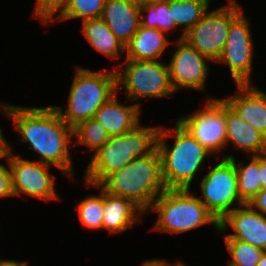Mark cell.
Returning a JSON list of instances; mask_svg holds the SVG:
<instances>
[{
  "instance_id": "5b68a950",
  "label": "cell",
  "mask_w": 266,
  "mask_h": 266,
  "mask_svg": "<svg viewBox=\"0 0 266 266\" xmlns=\"http://www.w3.org/2000/svg\"><path fill=\"white\" fill-rule=\"evenodd\" d=\"M115 71V68L110 73L76 68L66 111L54 106L67 125L74 128L94 118L97 110L117 93Z\"/></svg>"
},
{
  "instance_id": "d6986e66",
  "label": "cell",
  "mask_w": 266,
  "mask_h": 266,
  "mask_svg": "<svg viewBox=\"0 0 266 266\" xmlns=\"http://www.w3.org/2000/svg\"><path fill=\"white\" fill-rule=\"evenodd\" d=\"M103 207L102 228L110 233L128 230L138 221L137 213H145L132 200L113 196L105 190H103Z\"/></svg>"
},
{
  "instance_id": "ac0fdd59",
  "label": "cell",
  "mask_w": 266,
  "mask_h": 266,
  "mask_svg": "<svg viewBox=\"0 0 266 266\" xmlns=\"http://www.w3.org/2000/svg\"><path fill=\"white\" fill-rule=\"evenodd\" d=\"M225 129L226 141L232 142L237 149L244 150L243 152H252L253 156L266 154V137L255 130L244 119H240L225 103Z\"/></svg>"
},
{
  "instance_id": "e0dca14e",
  "label": "cell",
  "mask_w": 266,
  "mask_h": 266,
  "mask_svg": "<svg viewBox=\"0 0 266 266\" xmlns=\"http://www.w3.org/2000/svg\"><path fill=\"white\" fill-rule=\"evenodd\" d=\"M115 93L96 112L95 119L106 129L110 137L120 136L134 128L140 121L139 104L123 105Z\"/></svg>"
},
{
  "instance_id": "f35d334b",
  "label": "cell",
  "mask_w": 266,
  "mask_h": 266,
  "mask_svg": "<svg viewBox=\"0 0 266 266\" xmlns=\"http://www.w3.org/2000/svg\"><path fill=\"white\" fill-rule=\"evenodd\" d=\"M0 136H3V134H2V129L0 128Z\"/></svg>"
},
{
  "instance_id": "52a82bcc",
  "label": "cell",
  "mask_w": 266,
  "mask_h": 266,
  "mask_svg": "<svg viewBox=\"0 0 266 266\" xmlns=\"http://www.w3.org/2000/svg\"><path fill=\"white\" fill-rule=\"evenodd\" d=\"M117 88L124 85L128 101L141 98L170 97L174 93L170 81L168 65L157 60L136 61L125 60L124 72L117 71Z\"/></svg>"
},
{
  "instance_id": "30bf717a",
  "label": "cell",
  "mask_w": 266,
  "mask_h": 266,
  "mask_svg": "<svg viewBox=\"0 0 266 266\" xmlns=\"http://www.w3.org/2000/svg\"><path fill=\"white\" fill-rule=\"evenodd\" d=\"M253 45L249 22L241 12L231 22L223 51L216 61L228 65L237 85L251 84Z\"/></svg>"
},
{
  "instance_id": "8992f818",
  "label": "cell",
  "mask_w": 266,
  "mask_h": 266,
  "mask_svg": "<svg viewBox=\"0 0 266 266\" xmlns=\"http://www.w3.org/2000/svg\"><path fill=\"white\" fill-rule=\"evenodd\" d=\"M189 188L166 189L153 202L149 212L156 211L158 220L153 230L182 233L207 223L219 230V221Z\"/></svg>"
},
{
  "instance_id": "44dd1931",
  "label": "cell",
  "mask_w": 266,
  "mask_h": 266,
  "mask_svg": "<svg viewBox=\"0 0 266 266\" xmlns=\"http://www.w3.org/2000/svg\"><path fill=\"white\" fill-rule=\"evenodd\" d=\"M82 32L95 50L110 58H122L120 54L126 53L123 43L111 32L101 18L84 20Z\"/></svg>"
},
{
  "instance_id": "ffe728a7",
  "label": "cell",
  "mask_w": 266,
  "mask_h": 266,
  "mask_svg": "<svg viewBox=\"0 0 266 266\" xmlns=\"http://www.w3.org/2000/svg\"><path fill=\"white\" fill-rule=\"evenodd\" d=\"M164 31L139 26L130 42L125 46L126 59L136 61L156 60L170 44Z\"/></svg>"
},
{
  "instance_id": "4fadbf2b",
  "label": "cell",
  "mask_w": 266,
  "mask_h": 266,
  "mask_svg": "<svg viewBox=\"0 0 266 266\" xmlns=\"http://www.w3.org/2000/svg\"><path fill=\"white\" fill-rule=\"evenodd\" d=\"M174 55L168 65L170 81L174 91L179 89H205L210 59L191 47L185 40L179 39Z\"/></svg>"
},
{
  "instance_id": "8d00e7d4",
  "label": "cell",
  "mask_w": 266,
  "mask_h": 266,
  "mask_svg": "<svg viewBox=\"0 0 266 266\" xmlns=\"http://www.w3.org/2000/svg\"><path fill=\"white\" fill-rule=\"evenodd\" d=\"M139 3H144V2H153V1H158V0H137Z\"/></svg>"
},
{
  "instance_id": "f546056e",
  "label": "cell",
  "mask_w": 266,
  "mask_h": 266,
  "mask_svg": "<svg viewBox=\"0 0 266 266\" xmlns=\"http://www.w3.org/2000/svg\"><path fill=\"white\" fill-rule=\"evenodd\" d=\"M14 196L10 169L0 164V198Z\"/></svg>"
},
{
  "instance_id": "4316f807",
  "label": "cell",
  "mask_w": 266,
  "mask_h": 266,
  "mask_svg": "<svg viewBox=\"0 0 266 266\" xmlns=\"http://www.w3.org/2000/svg\"><path fill=\"white\" fill-rule=\"evenodd\" d=\"M226 248L231 254L228 266H257L265 250L235 239H225Z\"/></svg>"
},
{
  "instance_id": "7c38bea8",
  "label": "cell",
  "mask_w": 266,
  "mask_h": 266,
  "mask_svg": "<svg viewBox=\"0 0 266 266\" xmlns=\"http://www.w3.org/2000/svg\"><path fill=\"white\" fill-rule=\"evenodd\" d=\"M211 153L220 152L226 141L224 102L209 98L203 109L177 120Z\"/></svg>"
},
{
  "instance_id": "8fae6325",
  "label": "cell",
  "mask_w": 266,
  "mask_h": 266,
  "mask_svg": "<svg viewBox=\"0 0 266 266\" xmlns=\"http://www.w3.org/2000/svg\"><path fill=\"white\" fill-rule=\"evenodd\" d=\"M7 160L14 196L24 193L42 200L58 199L54 187L55 177L50 175L48 164L25 160L19 155L14 156L11 150Z\"/></svg>"
},
{
  "instance_id": "7402d4cb",
  "label": "cell",
  "mask_w": 266,
  "mask_h": 266,
  "mask_svg": "<svg viewBox=\"0 0 266 266\" xmlns=\"http://www.w3.org/2000/svg\"><path fill=\"white\" fill-rule=\"evenodd\" d=\"M225 158L230 159L234 163L237 172L239 197L244 204H248L262 190L259 155H252L250 163L245 165L244 162L236 163L233 155L226 156Z\"/></svg>"
},
{
  "instance_id": "484cf974",
  "label": "cell",
  "mask_w": 266,
  "mask_h": 266,
  "mask_svg": "<svg viewBox=\"0 0 266 266\" xmlns=\"http://www.w3.org/2000/svg\"><path fill=\"white\" fill-rule=\"evenodd\" d=\"M105 0H68L66 6L56 17L58 20L82 18L84 20L100 19Z\"/></svg>"
},
{
  "instance_id": "83f0119b",
  "label": "cell",
  "mask_w": 266,
  "mask_h": 266,
  "mask_svg": "<svg viewBox=\"0 0 266 266\" xmlns=\"http://www.w3.org/2000/svg\"><path fill=\"white\" fill-rule=\"evenodd\" d=\"M78 215L80 221L88 229H102L103 219V189L101 195L89 196L78 205Z\"/></svg>"
},
{
  "instance_id": "603a6c76",
  "label": "cell",
  "mask_w": 266,
  "mask_h": 266,
  "mask_svg": "<svg viewBox=\"0 0 266 266\" xmlns=\"http://www.w3.org/2000/svg\"><path fill=\"white\" fill-rule=\"evenodd\" d=\"M210 0H169L171 15L175 26H183L180 39L188 32L208 11Z\"/></svg>"
},
{
  "instance_id": "f1b7e54d",
  "label": "cell",
  "mask_w": 266,
  "mask_h": 266,
  "mask_svg": "<svg viewBox=\"0 0 266 266\" xmlns=\"http://www.w3.org/2000/svg\"><path fill=\"white\" fill-rule=\"evenodd\" d=\"M68 0H37L34 8V16L39 18L41 22L47 24L50 20H54L53 16L56 12L63 10Z\"/></svg>"
},
{
  "instance_id": "9a60e30c",
  "label": "cell",
  "mask_w": 266,
  "mask_h": 266,
  "mask_svg": "<svg viewBox=\"0 0 266 266\" xmlns=\"http://www.w3.org/2000/svg\"><path fill=\"white\" fill-rule=\"evenodd\" d=\"M237 88L235 96L221 100L266 137V94L251 84L237 85Z\"/></svg>"
},
{
  "instance_id": "cb8c5ba5",
  "label": "cell",
  "mask_w": 266,
  "mask_h": 266,
  "mask_svg": "<svg viewBox=\"0 0 266 266\" xmlns=\"http://www.w3.org/2000/svg\"><path fill=\"white\" fill-rule=\"evenodd\" d=\"M144 11L148 13L147 16L144 15ZM140 25L164 32L175 28L169 0L140 3Z\"/></svg>"
},
{
  "instance_id": "1f68e13d",
  "label": "cell",
  "mask_w": 266,
  "mask_h": 266,
  "mask_svg": "<svg viewBox=\"0 0 266 266\" xmlns=\"http://www.w3.org/2000/svg\"><path fill=\"white\" fill-rule=\"evenodd\" d=\"M259 172L262 190L266 189V154L259 155Z\"/></svg>"
},
{
  "instance_id": "9c48e42d",
  "label": "cell",
  "mask_w": 266,
  "mask_h": 266,
  "mask_svg": "<svg viewBox=\"0 0 266 266\" xmlns=\"http://www.w3.org/2000/svg\"><path fill=\"white\" fill-rule=\"evenodd\" d=\"M200 184L203 196L200 201L218 221L235 209L231 207L235 201L239 206L244 204L239 197L236 168L230 159H222Z\"/></svg>"
},
{
  "instance_id": "74e56055",
  "label": "cell",
  "mask_w": 266,
  "mask_h": 266,
  "mask_svg": "<svg viewBox=\"0 0 266 266\" xmlns=\"http://www.w3.org/2000/svg\"><path fill=\"white\" fill-rule=\"evenodd\" d=\"M170 266H186V265L180 261V262H177L175 265L170 264Z\"/></svg>"
},
{
  "instance_id": "d590c367",
  "label": "cell",
  "mask_w": 266,
  "mask_h": 266,
  "mask_svg": "<svg viewBox=\"0 0 266 266\" xmlns=\"http://www.w3.org/2000/svg\"><path fill=\"white\" fill-rule=\"evenodd\" d=\"M257 266H266V251L263 253L260 261L257 264Z\"/></svg>"
},
{
  "instance_id": "6da1fadb",
  "label": "cell",
  "mask_w": 266,
  "mask_h": 266,
  "mask_svg": "<svg viewBox=\"0 0 266 266\" xmlns=\"http://www.w3.org/2000/svg\"><path fill=\"white\" fill-rule=\"evenodd\" d=\"M0 109L9 116L21 134L20 142H28L41 156L39 162L60 169L69 178L73 177L72 160L69 151L73 128L66 124L56 108H26L1 104Z\"/></svg>"
},
{
  "instance_id": "d4e9b609",
  "label": "cell",
  "mask_w": 266,
  "mask_h": 266,
  "mask_svg": "<svg viewBox=\"0 0 266 266\" xmlns=\"http://www.w3.org/2000/svg\"><path fill=\"white\" fill-rule=\"evenodd\" d=\"M73 136H76L79 144L89 146L93 153L110 138L106 129L95 118L80 122L73 128Z\"/></svg>"
},
{
  "instance_id": "ba28073f",
  "label": "cell",
  "mask_w": 266,
  "mask_h": 266,
  "mask_svg": "<svg viewBox=\"0 0 266 266\" xmlns=\"http://www.w3.org/2000/svg\"><path fill=\"white\" fill-rule=\"evenodd\" d=\"M227 6L209 10L184 34L191 47L216 62L227 40L231 22L242 12L235 0H228Z\"/></svg>"
},
{
  "instance_id": "4dcf8cb0",
  "label": "cell",
  "mask_w": 266,
  "mask_h": 266,
  "mask_svg": "<svg viewBox=\"0 0 266 266\" xmlns=\"http://www.w3.org/2000/svg\"><path fill=\"white\" fill-rule=\"evenodd\" d=\"M249 204L257 210V212L266 216V189L261 190L250 202Z\"/></svg>"
},
{
  "instance_id": "d6a6232c",
  "label": "cell",
  "mask_w": 266,
  "mask_h": 266,
  "mask_svg": "<svg viewBox=\"0 0 266 266\" xmlns=\"http://www.w3.org/2000/svg\"><path fill=\"white\" fill-rule=\"evenodd\" d=\"M10 145L3 136H0V159L8 156L9 150L11 149Z\"/></svg>"
},
{
  "instance_id": "7a4b0ae2",
  "label": "cell",
  "mask_w": 266,
  "mask_h": 266,
  "mask_svg": "<svg viewBox=\"0 0 266 266\" xmlns=\"http://www.w3.org/2000/svg\"><path fill=\"white\" fill-rule=\"evenodd\" d=\"M86 184L101 188L113 196L130 199L144 212H148L155 199L166 190L157 148L149 155L135 158L110 173L99 185Z\"/></svg>"
},
{
  "instance_id": "2e32d148",
  "label": "cell",
  "mask_w": 266,
  "mask_h": 266,
  "mask_svg": "<svg viewBox=\"0 0 266 266\" xmlns=\"http://www.w3.org/2000/svg\"><path fill=\"white\" fill-rule=\"evenodd\" d=\"M101 19L126 46L140 26V3L137 0H105Z\"/></svg>"
},
{
  "instance_id": "836d02e7",
  "label": "cell",
  "mask_w": 266,
  "mask_h": 266,
  "mask_svg": "<svg viewBox=\"0 0 266 266\" xmlns=\"http://www.w3.org/2000/svg\"><path fill=\"white\" fill-rule=\"evenodd\" d=\"M142 266H170V264L164 259H153L145 261Z\"/></svg>"
},
{
  "instance_id": "3957f363",
  "label": "cell",
  "mask_w": 266,
  "mask_h": 266,
  "mask_svg": "<svg viewBox=\"0 0 266 266\" xmlns=\"http://www.w3.org/2000/svg\"><path fill=\"white\" fill-rule=\"evenodd\" d=\"M134 128L120 136H112L100 147L85 171V182L99 185L110 173L121 169L135 158L149 155L157 148L159 126Z\"/></svg>"
},
{
  "instance_id": "5bb4252c",
  "label": "cell",
  "mask_w": 266,
  "mask_h": 266,
  "mask_svg": "<svg viewBox=\"0 0 266 266\" xmlns=\"http://www.w3.org/2000/svg\"><path fill=\"white\" fill-rule=\"evenodd\" d=\"M230 226L235 232L225 239H235L266 251V216L257 212L249 203L227 213L219 221L220 232Z\"/></svg>"
},
{
  "instance_id": "277c9868",
  "label": "cell",
  "mask_w": 266,
  "mask_h": 266,
  "mask_svg": "<svg viewBox=\"0 0 266 266\" xmlns=\"http://www.w3.org/2000/svg\"><path fill=\"white\" fill-rule=\"evenodd\" d=\"M175 129L161 127L157 149L161 157L162 178L166 189H190V184L207 154L203 147L178 121ZM174 136L173 147L167 146L166 137Z\"/></svg>"
},
{
  "instance_id": "e575fe53",
  "label": "cell",
  "mask_w": 266,
  "mask_h": 266,
  "mask_svg": "<svg viewBox=\"0 0 266 266\" xmlns=\"http://www.w3.org/2000/svg\"><path fill=\"white\" fill-rule=\"evenodd\" d=\"M28 262H20L15 260H0V266H28Z\"/></svg>"
}]
</instances>
